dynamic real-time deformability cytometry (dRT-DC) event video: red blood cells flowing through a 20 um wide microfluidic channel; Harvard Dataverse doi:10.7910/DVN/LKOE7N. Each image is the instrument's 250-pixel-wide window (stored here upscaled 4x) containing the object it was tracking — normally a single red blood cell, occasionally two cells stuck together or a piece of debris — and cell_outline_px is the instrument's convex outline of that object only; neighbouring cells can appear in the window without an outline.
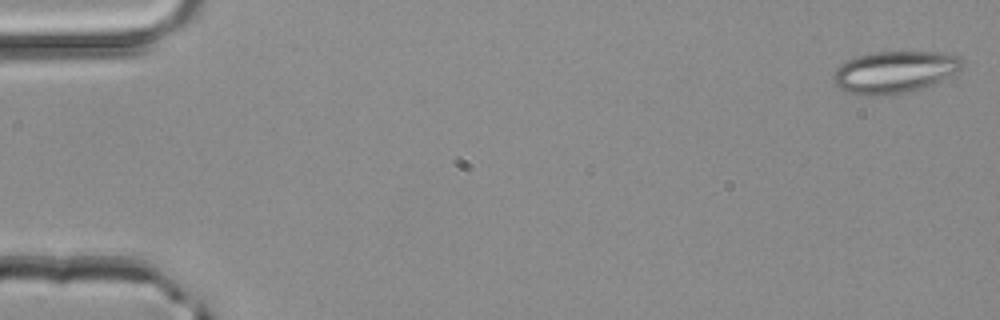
{"species": "common noctule bat (a hibernating species)", "species_latin": "Nyctalus noctula", "temperature_condition": "room temperature", "stored_images_in_passage": 4, "camera_frame_rate_fps": 3000, "um_per_image_px": 0.085, "animal": {"sex": "male", "body_mass_g": 20.4}, "frame": {"image": 1, "passage_image": 1, "time_ms": 0.0, "image_size_px": [1000, 320], "cell_outline_px": [[964, 64], [960, 72], [932, 84], [920, 88], [904, 92], [872, 96], [864, 96], [848, 92], [840, 88], [832, 80], [832, 76], [836, 68], [840, 64], [856, 56], [876, 52], [940, 52], [960, 56]], "centroid_in_image_um": [76.05, 6.11], "position_along_channel_um": 9.0, "area_um2": 31.5}}
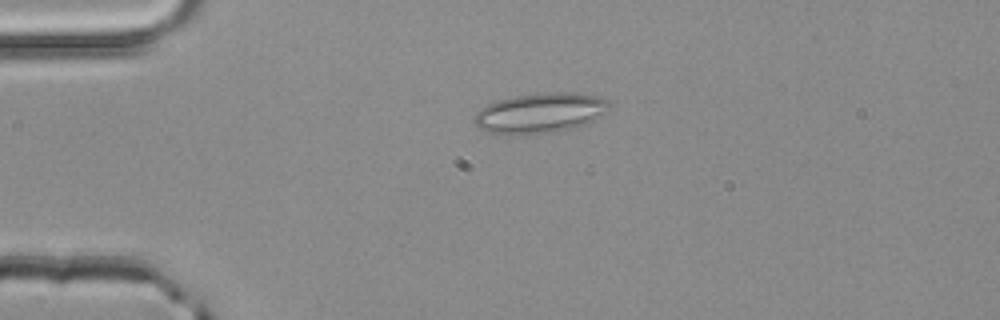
{"frame": {"image": 2, "passage_image": 3, "time_ms": 0.667, "image_size_px": [1000, 320], "cell_outline_px": [[612, 108], [608, 112], [588, 124], [576, 128], [556, 132], [532, 136], [496, 136], [480, 128], [472, 120], [472, 116], [480, 108], [496, 100], [516, 96], [552, 92], [568, 92], [596, 96], [608, 100]], "centroid_in_image_um": [45.89, 9.66], "position_along_channel_um": 39.1, "area_um2": 32.71}}